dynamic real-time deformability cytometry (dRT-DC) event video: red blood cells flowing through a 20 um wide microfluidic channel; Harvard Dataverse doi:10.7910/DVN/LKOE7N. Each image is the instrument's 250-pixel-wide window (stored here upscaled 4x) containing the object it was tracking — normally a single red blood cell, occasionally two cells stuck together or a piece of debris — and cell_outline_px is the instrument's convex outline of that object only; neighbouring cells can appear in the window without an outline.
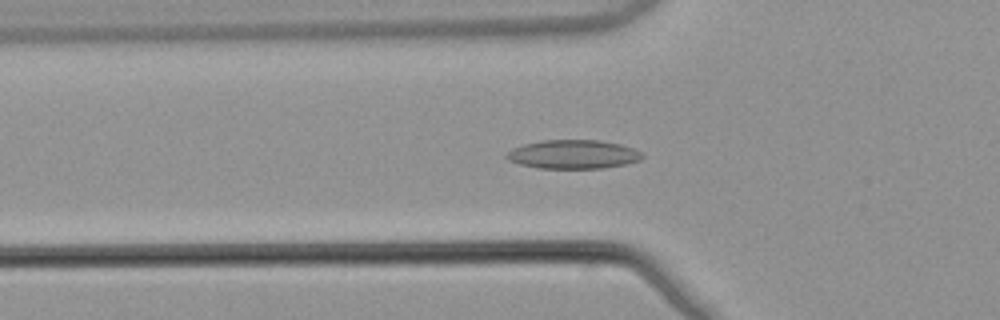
{"species": "common noctule bat (a hibernating species)", "species_latin": "Nyctalus noctula", "temperature_condition": "warm", "stored_images_in_passage": 54, "camera_frame_rate_fps": 3000, "um_per_image_px": 0.085, "animal": {"sex": "male", "body_mass_g": 21.5, "forearm_length_mm": 52.0}, "frame": {"image": 1, "passage_image": 19, "time_ms": 6.0, "image_size_px": [1000, 320], "cell_outline_px": [[644, 156], [640, 160], [628, 164], [604, 168], [536, 168], [520, 164], [508, 160], [504, 156], [512, 148], [524, 144], [544, 140], [600, 140], [620, 144], [632, 148], [640, 152]], "centroid_in_image_um": [48.72, 13.12], "position_along_channel_um": 77.1, "area_um2": 22.83}}
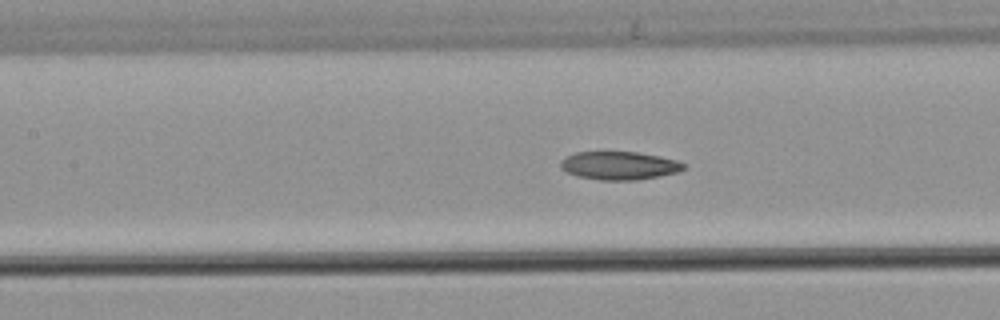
{"frame": {"image": 2, "passage_image": 25, "time_ms": 8.0, "image_size_px": [1000, 320], "cell_outline_px": [[688, 168], [676, 172], [660, 176], [636, 180], [600, 180], [576, 176], [560, 168], [560, 160], [576, 152], [636, 152], [660, 156], [676, 160], [688, 164]], "centroid_in_image_um": [52.67, 14.08], "position_along_channel_um": 154.7, "area_um2": 20.35}}
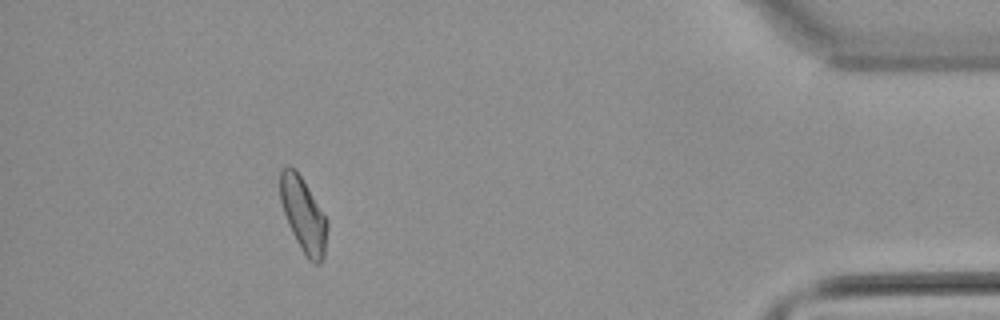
{"frame": {"image": 3, "passage_image": 49, "time_ms": 16.0, "image_size_px": [1000, 320], "cell_outline_px": [[328, 228], [324, 256], [320, 264], [312, 264], [308, 260], [300, 248], [288, 224], [280, 200], [280, 172], [288, 164], [296, 168], [328, 220]], "centroid_in_image_um": [25.8, 18.27], "position_along_channel_um": 409.4, "area_um2": 20.58}, "authors_computed_cell_mechanics": {"area_um2": 20.7791, "velocity_mm_per_s": 3.8644, "shape_relaxation_time_tau1_ms": null, "shape_relaxation_time_tau2_ms": 5.2968, "deformation_change_tau1": null, "deformation_change_tau2": 0.1179}}